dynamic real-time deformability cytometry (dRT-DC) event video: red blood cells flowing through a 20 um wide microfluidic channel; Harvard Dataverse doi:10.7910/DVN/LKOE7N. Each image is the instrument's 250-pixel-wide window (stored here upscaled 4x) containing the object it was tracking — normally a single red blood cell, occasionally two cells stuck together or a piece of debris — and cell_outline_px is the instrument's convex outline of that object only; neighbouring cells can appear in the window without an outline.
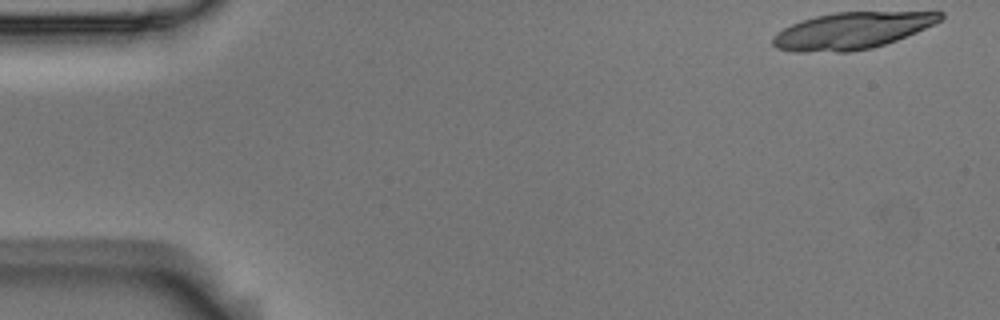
{"species": "Egyptian fruit bat (a non-hibernating species)", "species_latin": "Rousettus aegyptiacus", "temperature_condition": "room temperature", "stored_images_in_passage": 6, "camera_frame_rate_fps": 3000, "um_per_image_px": 0.085, "animal": {"sex": "male"}, "frame": {"image": 1, "passage_image": 1, "time_ms": 0.0, "image_size_px": [1000, 320], "cell_outline_px": [[944, 16], [940, 20], [916, 32], [896, 40], [872, 48], [848, 52], [796, 52], [776, 48], [772, 44], [772, 36], [776, 32], [800, 20], [816, 16], [836, 12], [944, 12]], "centroid_in_image_um": [72.34, 2.62], "position_along_channel_um": 12.7, "area_um2": 35.66}}
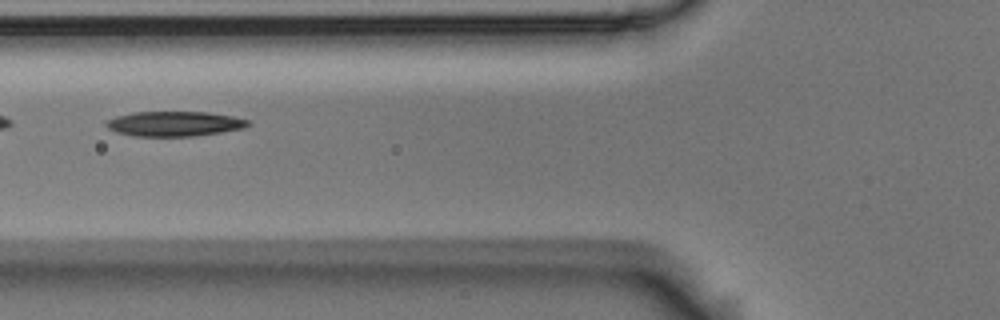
{"frame": {"image": 2, "passage_image": 6, "time_ms": 1.667, "image_size_px": [1000, 320], "cell_outline_px": [[248, 124], [244, 128], [196, 136], [132, 136], [116, 132], [108, 128], [104, 124], [104, 120], [116, 116], [132, 112], [208, 112], [232, 116], [248, 120]], "centroid_in_image_um": [14.75, 10.52], "position_along_channel_um": 111.1, "area_um2": 20.63}}